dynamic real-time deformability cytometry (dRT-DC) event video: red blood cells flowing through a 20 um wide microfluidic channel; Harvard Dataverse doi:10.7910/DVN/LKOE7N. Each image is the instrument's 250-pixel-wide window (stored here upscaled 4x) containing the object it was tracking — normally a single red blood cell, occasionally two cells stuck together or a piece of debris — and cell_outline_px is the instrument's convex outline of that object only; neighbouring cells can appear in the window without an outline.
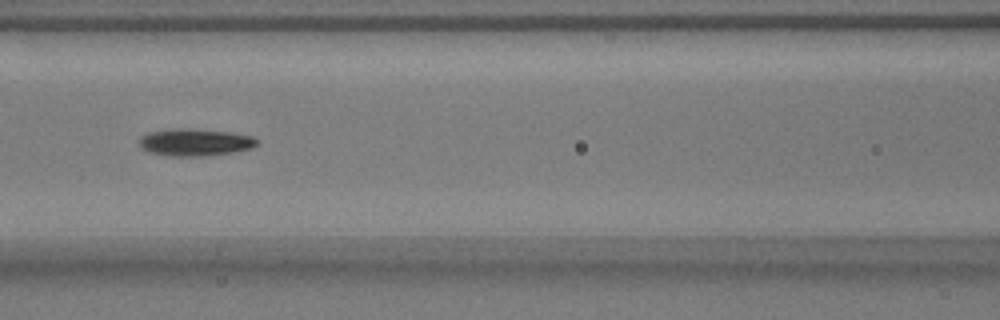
{"species": "common noctule bat (a hibernating species)", "species_latin": "Nyctalus noctula", "temperature_condition": "warm", "stored_images_in_passage": 38, "camera_frame_rate_fps": 3000, "um_per_image_px": 0.085, "animal": {"sex": "male", "body_mass_g": 17.9}, "frame": {"image": 1, "passage_image": 8, "time_ms": 2.333, "image_size_px": [1000, 320], "cell_outline_px": [[260, 140], [252, 148], [232, 152], [204, 156], [172, 156], [148, 152], [140, 148], [140, 136], [148, 132], [176, 128], [192, 128], [228, 132], [252, 136]], "centroid_in_image_um": [16.56, 12.09], "position_along_channel_um": 150.0, "area_um2": 18.73}}
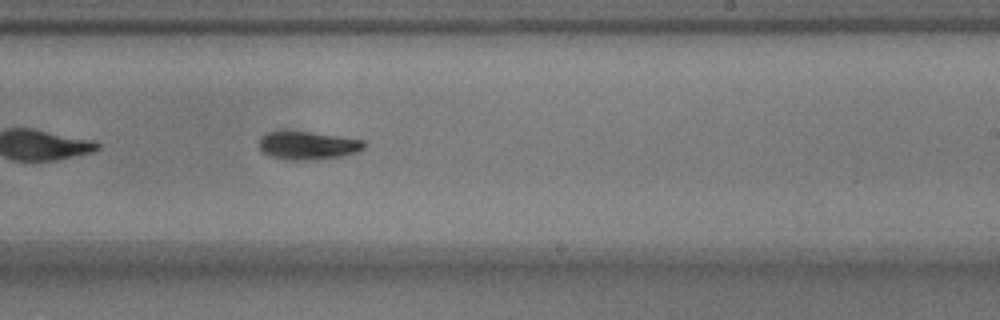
{"frame": {"image": 2, "passage_image": 17, "time_ms": 5.333, "image_size_px": [1000, 320], "cell_outline_px": [[368, 144], [364, 148], [356, 152], [340, 156], [296, 160], [292, 160], [272, 156], [264, 152], [260, 148], [260, 136], [264, 132], [284, 128], [364, 140]], "centroid_in_image_um": [26.11, 12.3], "position_along_channel_um": 262.9, "area_um2": 17.4}}
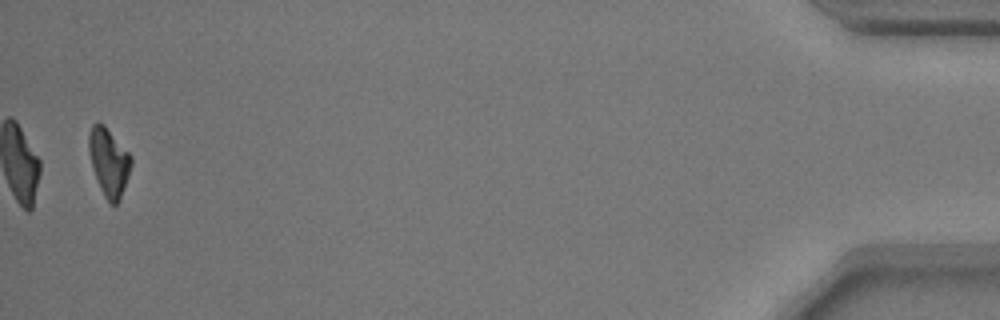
{"frame": {"image": 3, "passage_image": 37, "time_ms": 12.0, "image_size_px": [1000, 320], "cell_outline_px": [[132, 164], [128, 176], [120, 196], [116, 204], [112, 204], [104, 196], [100, 188], [92, 168], [88, 152], [88, 136], [92, 124], [104, 124], [132, 156]], "centroid_in_image_um": [9.23, 13.74], "position_along_channel_um": 426.0, "area_um2": 16.53}, "authors_computed_cell_mechanics": {"area_um2": 17.4267, "velocity_mm_per_s": 3.774, "shape_relaxation_time_tau1_ms": 2.2872, "shape_relaxation_time_tau2_ms": 10.8242, "deformation_change_tau1": 0.1336, "deformation_change_tau2": 0.1693}}